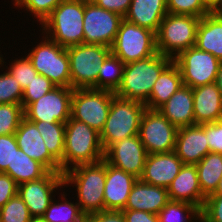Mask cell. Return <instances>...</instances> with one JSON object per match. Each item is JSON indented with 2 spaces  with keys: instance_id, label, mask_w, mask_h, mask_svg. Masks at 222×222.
<instances>
[{
  "instance_id": "obj_40",
  "label": "cell",
  "mask_w": 222,
  "mask_h": 222,
  "mask_svg": "<svg viewBox=\"0 0 222 222\" xmlns=\"http://www.w3.org/2000/svg\"><path fill=\"white\" fill-rule=\"evenodd\" d=\"M62 0H15V5L26 7L42 23Z\"/></svg>"
},
{
  "instance_id": "obj_39",
  "label": "cell",
  "mask_w": 222,
  "mask_h": 222,
  "mask_svg": "<svg viewBox=\"0 0 222 222\" xmlns=\"http://www.w3.org/2000/svg\"><path fill=\"white\" fill-rule=\"evenodd\" d=\"M24 90L38 74L28 57L14 60L8 71Z\"/></svg>"
},
{
  "instance_id": "obj_22",
  "label": "cell",
  "mask_w": 222,
  "mask_h": 222,
  "mask_svg": "<svg viewBox=\"0 0 222 222\" xmlns=\"http://www.w3.org/2000/svg\"><path fill=\"white\" fill-rule=\"evenodd\" d=\"M192 89L195 124L220 121L222 94L216 83L201 85Z\"/></svg>"
},
{
  "instance_id": "obj_9",
  "label": "cell",
  "mask_w": 222,
  "mask_h": 222,
  "mask_svg": "<svg viewBox=\"0 0 222 222\" xmlns=\"http://www.w3.org/2000/svg\"><path fill=\"white\" fill-rule=\"evenodd\" d=\"M38 74L56 86L71 87L70 61L67 48L48 39L37 45L27 56Z\"/></svg>"
},
{
  "instance_id": "obj_53",
  "label": "cell",
  "mask_w": 222,
  "mask_h": 222,
  "mask_svg": "<svg viewBox=\"0 0 222 222\" xmlns=\"http://www.w3.org/2000/svg\"><path fill=\"white\" fill-rule=\"evenodd\" d=\"M61 222H65V221H61ZM67 222V221H66ZM71 222H85V221H71Z\"/></svg>"
},
{
  "instance_id": "obj_10",
  "label": "cell",
  "mask_w": 222,
  "mask_h": 222,
  "mask_svg": "<svg viewBox=\"0 0 222 222\" xmlns=\"http://www.w3.org/2000/svg\"><path fill=\"white\" fill-rule=\"evenodd\" d=\"M115 93L101 89H73L71 117L101 133Z\"/></svg>"
},
{
  "instance_id": "obj_5",
  "label": "cell",
  "mask_w": 222,
  "mask_h": 222,
  "mask_svg": "<svg viewBox=\"0 0 222 222\" xmlns=\"http://www.w3.org/2000/svg\"><path fill=\"white\" fill-rule=\"evenodd\" d=\"M84 0H62L42 22L51 40L64 48L84 43ZM53 31V32H52Z\"/></svg>"
},
{
  "instance_id": "obj_49",
  "label": "cell",
  "mask_w": 222,
  "mask_h": 222,
  "mask_svg": "<svg viewBox=\"0 0 222 222\" xmlns=\"http://www.w3.org/2000/svg\"><path fill=\"white\" fill-rule=\"evenodd\" d=\"M215 83L222 94V62L220 63Z\"/></svg>"
},
{
  "instance_id": "obj_29",
  "label": "cell",
  "mask_w": 222,
  "mask_h": 222,
  "mask_svg": "<svg viewBox=\"0 0 222 222\" xmlns=\"http://www.w3.org/2000/svg\"><path fill=\"white\" fill-rule=\"evenodd\" d=\"M196 168L202 194L208 197L215 192L222 177V154L207 153Z\"/></svg>"
},
{
  "instance_id": "obj_1",
  "label": "cell",
  "mask_w": 222,
  "mask_h": 222,
  "mask_svg": "<svg viewBox=\"0 0 222 222\" xmlns=\"http://www.w3.org/2000/svg\"><path fill=\"white\" fill-rule=\"evenodd\" d=\"M173 61L159 52L150 57L124 65L121 85L115 95L124 99L146 103L155 81Z\"/></svg>"
},
{
  "instance_id": "obj_42",
  "label": "cell",
  "mask_w": 222,
  "mask_h": 222,
  "mask_svg": "<svg viewBox=\"0 0 222 222\" xmlns=\"http://www.w3.org/2000/svg\"><path fill=\"white\" fill-rule=\"evenodd\" d=\"M18 148L15 134L0 136V172L4 173L8 167H12L15 150Z\"/></svg>"
},
{
  "instance_id": "obj_8",
  "label": "cell",
  "mask_w": 222,
  "mask_h": 222,
  "mask_svg": "<svg viewBox=\"0 0 222 222\" xmlns=\"http://www.w3.org/2000/svg\"><path fill=\"white\" fill-rule=\"evenodd\" d=\"M111 53L124 64L155 55L158 53L156 33L123 19Z\"/></svg>"
},
{
  "instance_id": "obj_30",
  "label": "cell",
  "mask_w": 222,
  "mask_h": 222,
  "mask_svg": "<svg viewBox=\"0 0 222 222\" xmlns=\"http://www.w3.org/2000/svg\"><path fill=\"white\" fill-rule=\"evenodd\" d=\"M36 125L49 153L60 163L63 174V152L65 146V123L31 121Z\"/></svg>"
},
{
  "instance_id": "obj_47",
  "label": "cell",
  "mask_w": 222,
  "mask_h": 222,
  "mask_svg": "<svg viewBox=\"0 0 222 222\" xmlns=\"http://www.w3.org/2000/svg\"><path fill=\"white\" fill-rule=\"evenodd\" d=\"M122 212L126 222H159L158 214L130 209H123Z\"/></svg>"
},
{
  "instance_id": "obj_17",
  "label": "cell",
  "mask_w": 222,
  "mask_h": 222,
  "mask_svg": "<svg viewBox=\"0 0 222 222\" xmlns=\"http://www.w3.org/2000/svg\"><path fill=\"white\" fill-rule=\"evenodd\" d=\"M18 147L50 172L60 173V163L49 153L36 125L23 117L15 132Z\"/></svg>"
},
{
  "instance_id": "obj_37",
  "label": "cell",
  "mask_w": 222,
  "mask_h": 222,
  "mask_svg": "<svg viewBox=\"0 0 222 222\" xmlns=\"http://www.w3.org/2000/svg\"><path fill=\"white\" fill-rule=\"evenodd\" d=\"M56 85L41 74H37L23 90L22 107L25 110L32 102L50 92Z\"/></svg>"
},
{
  "instance_id": "obj_23",
  "label": "cell",
  "mask_w": 222,
  "mask_h": 222,
  "mask_svg": "<svg viewBox=\"0 0 222 222\" xmlns=\"http://www.w3.org/2000/svg\"><path fill=\"white\" fill-rule=\"evenodd\" d=\"M158 111L178 129L195 125L193 89L182 85Z\"/></svg>"
},
{
  "instance_id": "obj_51",
  "label": "cell",
  "mask_w": 222,
  "mask_h": 222,
  "mask_svg": "<svg viewBox=\"0 0 222 222\" xmlns=\"http://www.w3.org/2000/svg\"><path fill=\"white\" fill-rule=\"evenodd\" d=\"M29 222H46L42 217H32Z\"/></svg>"
},
{
  "instance_id": "obj_6",
  "label": "cell",
  "mask_w": 222,
  "mask_h": 222,
  "mask_svg": "<svg viewBox=\"0 0 222 222\" xmlns=\"http://www.w3.org/2000/svg\"><path fill=\"white\" fill-rule=\"evenodd\" d=\"M200 19L190 15L168 13L161 21L156 34L157 51L163 56L174 59L182 51L195 46Z\"/></svg>"
},
{
  "instance_id": "obj_7",
  "label": "cell",
  "mask_w": 222,
  "mask_h": 222,
  "mask_svg": "<svg viewBox=\"0 0 222 222\" xmlns=\"http://www.w3.org/2000/svg\"><path fill=\"white\" fill-rule=\"evenodd\" d=\"M72 89H97L100 65L111 53L102 45L79 44L67 48Z\"/></svg>"
},
{
  "instance_id": "obj_3",
  "label": "cell",
  "mask_w": 222,
  "mask_h": 222,
  "mask_svg": "<svg viewBox=\"0 0 222 222\" xmlns=\"http://www.w3.org/2000/svg\"><path fill=\"white\" fill-rule=\"evenodd\" d=\"M64 185L74 183L77 187L81 211L87 216L105 210L104 187L106 161L82 164L63 173Z\"/></svg>"
},
{
  "instance_id": "obj_11",
  "label": "cell",
  "mask_w": 222,
  "mask_h": 222,
  "mask_svg": "<svg viewBox=\"0 0 222 222\" xmlns=\"http://www.w3.org/2000/svg\"><path fill=\"white\" fill-rule=\"evenodd\" d=\"M178 128L158 110L146 108L142 114L139 137L147 154L175 151Z\"/></svg>"
},
{
  "instance_id": "obj_38",
  "label": "cell",
  "mask_w": 222,
  "mask_h": 222,
  "mask_svg": "<svg viewBox=\"0 0 222 222\" xmlns=\"http://www.w3.org/2000/svg\"><path fill=\"white\" fill-rule=\"evenodd\" d=\"M23 89L16 79L9 73L0 75V104H21Z\"/></svg>"
},
{
  "instance_id": "obj_32",
  "label": "cell",
  "mask_w": 222,
  "mask_h": 222,
  "mask_svg": "<svg viewBox=\"0 0 222 222\" xmlns=\"http://www.w3.org/2000/svg\"><path fill=\"white\" fill-rule=\"evenodd\" d=\"M42 218L46 222L86 221V215L81 211L80 206L68 201L54 204L52 200Z\"/></svg>"
},
{
  "instance_id": "obj_46",
  "label": "cell",
  "mask_w": 222,
  "mask_h": 222,
  "mask_svg": "<svg viewBox=\"0 0 222 222\" xmlns=\"http://www.w3.org/2000/svg\"><path fill=\"white\" fill-rule=\"evenodd\" d=\"M87 222H126L122 210H103L86 216Z\"/></svg>"
},
{
  "instance_id": "obj_16",
  "label": "cell",
  "mask_w": 222,
  "mask_h": 222,
  "mask_svg": "<svg viewBox=\"0 0 222 222\" xmlns=\"http://www.w3.org/2000/svg\"><path fill=\"white\" fill-rule=\"evenodd\" d=\"M63 185L62 173L49 172L39 180L18 185V195L28 207L31 217H42L52 201L51 193Z\"/></svg>"
},
{
  "instance_id": "obj_52",
  "label": "cell",
  "mask_w": 222,
  "mask_h": 222,
  "mask_svg": "<svg viewBox=\"0 0 222 222\" xmlns=\"http://www.w3.org/2000/svg\"><path fill=\"white\" fill-rule=\"evenodd\" d=\"M210 5L214 2V0H206Z\"/></svg>"
},
{
  "instance_id": "obj_35",
  "label": "cell",
  "mask_w": 222,
  "mask_h": 222,
  "mask_svg": "<svg viewBox=\"0 0 222 222\" xmlns=\"http://www.w3.org/2000/svg\"><path fill=\"white\" fill-rule=\"evenodd\" d=\"M170 14L190 15L198 18L210 13V4L206 0H166Z\"/></svg>"
},
{
  "instance_id": "obj_25",
  "label": "cell",
  "mask_w": 222,
  "mask_h": 222,
  "mask_svg": "<svg viewBox=\"0 0 222 222\" xmlns=\"http://www.w3.org/2000/svg\"><path fill=\"white\" fill-rule=\"evenodd\" d=\"M167 14L166 0H132L124 19L157 34Z\"/></svg>"
},
{
  "instance_id": "obj_34",
  "label": "cell",
  "mask_w": 222,
  "mask_h": 222,
  "mask_svg": "<svg viewBox=\"0 0 222 222\" xmlns=\"http://www.w3.org/2000/svg\"><path fill=\"white\" fill-rule=\"evenodd\" d=\"M23 117L22 104H0V136L15 134Z\"/></svg>"
},
{
  "instance_id": "obj_19",
  "label": "cell",
  "mask_w": 222,
  "mask_h": 222,
  "mask_svg": "<svg viewBox=\"0 0 222 222\" xmlns=\"http://www.w3.org/2000/svg\"><path fill=\"white\" fill-rule=\"evenodd\" d=\"M209 152L205 131L199 124L178 129L175 153L185 165H197Z\"/></svg>"
},
{
  "instance_id": "obj_14",
  "label": "cell",
  "mask_w": 222,
  "mask_h": 222,
  "mask_svg": "<svg viewBox=\"0 0 222 222\" xmlns=\"http://www.w3.org/2000/svg\"><path fill=\"white\" fill-rule=\"evenodd\" d=\"M71 87L56 86L50 92L32 102L25 110L29 121L66 123L71 117Z\"/></svg>"
},
{
  "instance_id": "obj_12",
  "label": "cell",
  "mask_w": 222,
  "mask_h": 222,
  "mask_svg": "<svg viewBox=\"0 0 222 222\" xmlns=\"http://www.w3.org/2000/svg\"><path fill=\"white\" fill-rule=\"evenodd\" d=\"M173 61L178 65L183 85L195 88L214 83L221 61L196 46L182 51Z\"/></svg>"
},
{
  "instance_id": "obj_33",
  "label": "cell",
  "mask_w": 222,
  "mask_h": 222,
  "mask_svg": "<svg viewBox=\"0 0 222 222\" xmlns=\"http://www.w3.org/2000/svg\"><path fill=\"white\" fill-rule=\"evenodd\" d=\"M188 212L195 218L200 219V210L186 202L169 200L158 214L159 222H187L183 215Z\"/></svg>"
},
{
  "instance_id": "obj_20",
  "label": "cell",
  "mask_w": 222,
  "mask_h": 222,
  "mask_svg": "<svg viewBox=\"0 0 222 222\" xmlns=\"http://www.w3.org/2000/svg\"><path fill=\"white\" fill-rule=\"evenodd\" d=\"M138 180L132 174L115 168L106 162L104 187L105 210H123L133 185Z\"/></svg>"
},
{
  "instance_id": "obj_24",
  "label": "cell",
  "mask_w": 222,
  "mask_h": 222,
  "mask_svg": "<svg viewBox=\"0 0 222 222\" xmlns=\"http://www.w3.org/2000/svg\"><path fill=\"white\" fill-rule=\"evenodd\" d=\"M169 201L166 188L158 187L138 179L132 187L124 209L159 214Z\"/></svg>"
},
{
  "instance_id": "obj_2",
  "label": "cell",
  "mask_w": 222,
  "mask_h": 222,
  "mask_svg": "<svg viewBox=\"0 0 222 222\" xmlns=\"http://www.w3.org/2000/svg\"><path fill=\"white\" fill-rule=\"evenodd\" d=\"M104 154L100 133L86 123L70 117L65 123L63 173L70 169V164L75 167L97 163L104 159Z\"/></svg>"
},
{
  "instance_id": "obj_45",
  "label": "cell",
  "mask_w": 222,
  "mask_h": 222,
  "mask_svg": "<svg viewBox=\"0 0 222 222\" xmlns=\"http://www.w3.org/2000/svg\"><path fill=\"white\" fill-rule=\"evenodd\" d=\"M98 7L120 14L123 18L127 14L132 0H90Z\"/></svg>"
},
{
  "instance_id": "obj_44",
  "label": "cell",
  "mask_w": 222,
  "mask_h": 222,
  "mask_svg": "<svg viewBox=\"0 0 222 222\" xmlns=\"http://www.w3.org/2000/svg\"><path fill=\"white\" fill-rule=\"evenodd\" d=\"M18 194V184L8 174L0 172V208Z\"/></svg>"
},
{
  "instance_id": "obj_18",
  "label": "cell",
  "mask_w": 222,
  "mask_h": 222,
  "mask_svg": "<svg viewBox=\"0 0 222 222\" xmlns=\"http://www.w3.org/2000/svg\"><path fill=\"white\" fill-rule=\"evenodd\" d=\"M184 163L175 151L147 154L141 180L145 183L166 188L178 175Z\"/></svg>"
},
{
  "instance_id": "obj_28",
  "label": "cell",
  "mask_w": 222,
  "mask_h": 222,
  "mask_svg": "<svg viewBox=\"0 0 222 222\" xmlns=\"http://www.w3.org/2000/svg\"><path fill=\"white\" fill-rule=\"evenodd\" d=\"M50 171L40 162L30 158L20 148L15 150L12 167L4 172L16 181L18 185L36 181L45 177Z\"/></svg>"
},
{
  "instance_id": "obj_27",
  "label": "cell",
  "mask_w": 222,
  "mask_h": 222,
  "mask_svg": "<svg viewBox=\"0 0 222 222\" xmlns=\"http://www.w3.org/2000/svg\"><path fill=\"white\" fill-rule=\"evenodd\" d=\"M195 46L222 62V19L211 13L203 16L197 26Z\"/></svg>"
},
{
  "instance_id": "obj_4",
  "label": "cell",
  "mask_w": 222,
  "mask_h": 222,
  "mask_svg": "<svg viewBox=\"0 0 222 222\" xmlns=\"http://www.w3.org/2000/svg\"><path fill=\"white\" fill-rule=\"evenodd\" d=\"M146 105L142 102L114 96L107 120L100 133L104 151L112 144L139 134L140 120Z\"/></svg>"
},
{
  "instance_id": "obj_31",
  "label": "cell",
  "mask_w": 222,
  "mask_h": 222,
  "mask_svg": "<svg viewBox=\"0 0 222 222\" xmlns=\"http://www.w3.org/2000/svg\"><path fill=\"white\" fill-rule=\"evenodd\" d=\"M124 63L110 53L100 65L97 89L116 92L121 85Z\"/></svg>"
},
{
  "instance_id": "obj_13",
  "label": "cell",
  "mask_w": 222,
  "mask_h": 222,
  "mask_svg": "<svg viewBox=\"0 0 222 222\" xmlns=\"http://www.w3.org/2000/svg\"><path fill=\"white\" fill-rule=\"evenodd\" d=\"M123 19L120 14L98 7L90 0H84V44L111 48Z\"/></svg>"
},
{
  "instance_id": "obj_21",
  "label": "cell",
  "mask_w": 222,
  "mask_h": 222,
  "mask_svg": "<svg viewBox=\"0 0 222 222\" xmlns=\"http://www.w3.org/2000/svg\"><path fill=\"white\" fill-rule=\"evenodd\" d=\"M167 191L169 200L190 203L200 211L206 198L201 191L196 165L184 164Z\"/></svg>"
},
{
  "instance_id": "obj_15",
  "label": "cell",
  "mask_w": 222,
  "mask_h": 222,
  "mask_svg": "<svg viewBox=\"0 0 222 222\" xmlns=\"http://www.w3.org/2000/svg\"><path fill=\"white\" fill-rule=\"evenodd\" d=\"M147 152L139 135L126 137L112 144L104 154V160L115 168L124 170L140 179Z\"/></svg>"
},
{
  "instance_id": "obj_36",
  "label": "cell",
  "mask_w": 222,
  "mask_h": 222,
  "mask_svg": "<svg viewBox=\"0 0 222 222\" xmlns=\"http://www.w3.org/2000/svg\"><path fill=\"white\" fill-rule=\"evenodd\" d=\"M31 218L28 207L18 194L0 208V222H29Z\"/></svg>"
},
{
  "instance_id": "obj_41",
  "label": "cell",
  "mask_w": 222,
  "mask_h": 222,
  "mask_svg": "<svg viewBox=\"0 0 222 222\" xmlns=\"http://www.w3.org/2000/svg\"><path fill=\"white\" fill-rule=\"evenodd\" d=\"M201 222H222V195H210L205 198L200 211Z\"/></svg>"
},
{
  "instance_id": "obj_43",
  "label": "cell",
  "mask_w": 222,
  "mask_h": 222,
  "mask_svg": "<svg viewBox=\"0 0 222 222\" xmlns=\"http://www.w3.org/2000/svg\"><path fill=\"white\" fill-rule=\"evenodd\" d=\"M205 131L210 152L222 154V122L199 124Z\"/></svg>"
},
{
  "instance_id": "obj_48",
  "label": "cell",
  "mask_w": 222,
  "mask_h": 222,
  "mask_svg": "<svg viewBox=\"0 0 222 222\" xmlns=\"http://www.w3.org/2000/svg\"><path fill=\"white\" fill-rule=\"evenodd\" d=\"M210 13L219 19H222V0H214L210 5Z\"/></svg>"
},
{
  "instance_id": "obj_26",
  "label": "cell",
  "mask_w": 222,
  "mask_h": 222,
  "mask_svg": "<svg viewBox=\"0 0 222 222\" xmlns=\"http://www.w3.org/2000/svg\"><path fill=\"white\" fill-rule=\"evenodd\" d=\"M183 85L178 65L172 61L160 74L152 88L146 108L158 110Z\"/></svg>"
},
{
  "instance_id": "obj_50",
  "label": "cell",
  "mask_w": 222,
  "mask_h": 222,
  "mask_svg": "<svg viewBox=\"0 0 222 222\" xmlns=\"http://www.w3.org/2000/svg\"><path fill=\"white\" fill-rule=\"evenodd\" d=\"M211 195H222V177L219 180L218 186L215 190V192Z\"/></svg>"
}]
</instances>
